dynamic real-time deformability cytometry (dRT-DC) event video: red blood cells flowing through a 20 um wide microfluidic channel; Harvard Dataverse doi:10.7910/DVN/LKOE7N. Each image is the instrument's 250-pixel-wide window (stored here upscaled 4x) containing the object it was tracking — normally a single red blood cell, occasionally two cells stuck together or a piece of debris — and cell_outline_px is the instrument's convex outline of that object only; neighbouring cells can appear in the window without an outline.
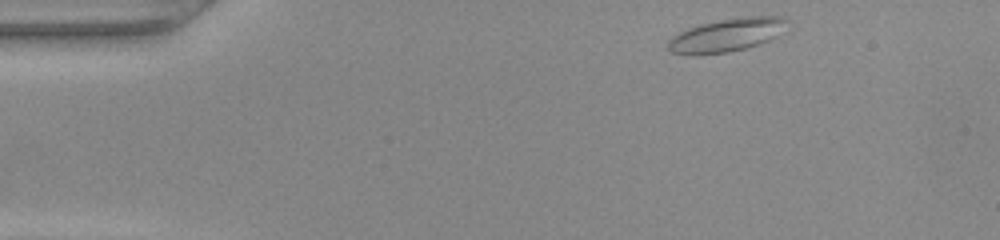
{"species": "common noctule bat (a hibernating species)", "species_latin": "Nyctalus noctula", "temperature_condition": "warm", "stored_images_in_passage": 43, "camera_frame_rate_fps": 3000, "um_per_image_px": 0.085, "animal": {"sex": "female", "body_mass_g": 22.0, "forearm_length_mm": 56.7}, "frame": {"image": 1, "passage_image": 1, "time_ms": 0.0, "image_size_px": [1000, 240], "cell_outline_px": [[788, 20], [776, 36], [768, 40], [748, 48], [728, 52], [696, 56], [688, 56], [672, 52], [668, 48], [668, 40], [672, 36], [688, 28], [700, 24], [720, 20], [748, 16], [780, 16]], "centroid_in_image_um": [61.7, 3.01], "position_along_channel_um": 23.3, "area_um2": 23.0}}
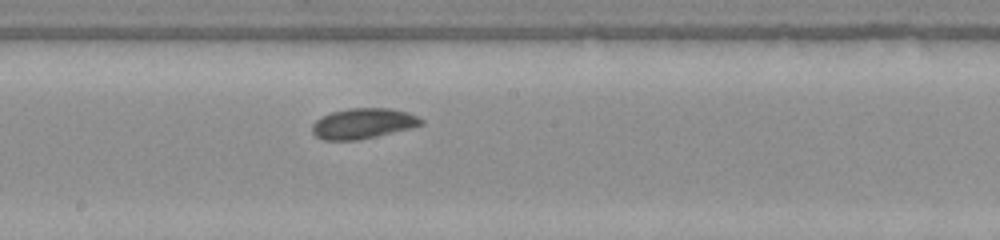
{"frame": {"image": 2, "passage_image": 21, "time_ms": 6.667, "image_size_px": [1000, 240], "cell_outline_px": [[424, 124], [376, 136], [356, 140], [324, 140], [316, 136], [312, 132], [312, 124], [320, 116], [332, 112], [348, 108], [388, 108], [408, 112], [424, 120]], "centroid_in_image_um": [30.83, 10.49], "position_along_channel_um": 217.4, "area_um2": 19.19}}
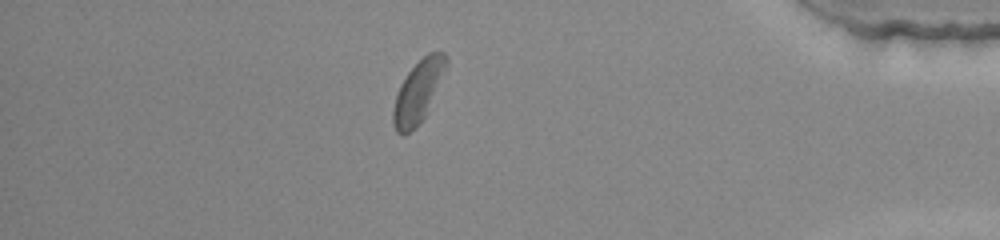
{"frame": {"image": 3, "passage_image": 37, "time_ms": 12.0, "image_size_px": [1000, 240], "cell_outline_px": [[448, 60], [424, 116], [404, 136], [400, 136], [396, 132], [392, 124], [392, 112], [396, 96], [400, 84], [408, 72], [428, 52], [444, 52], [448, 56]], "centroid_in_image_um": [35.48, 7.79], "position_along_channel_um": 399.7, "area_um2": 18.32}}